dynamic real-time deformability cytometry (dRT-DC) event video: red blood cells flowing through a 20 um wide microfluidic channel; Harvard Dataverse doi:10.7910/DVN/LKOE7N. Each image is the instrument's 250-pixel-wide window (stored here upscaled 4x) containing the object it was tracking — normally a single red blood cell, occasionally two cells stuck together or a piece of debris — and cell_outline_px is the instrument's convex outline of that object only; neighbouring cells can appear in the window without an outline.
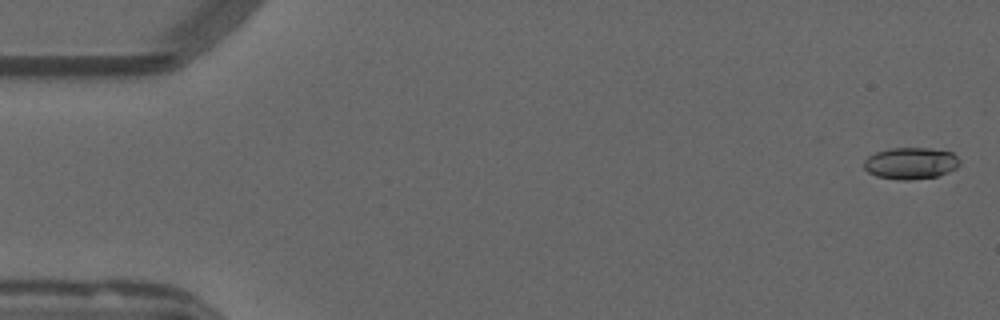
{"species": "common noctule bat (a hibernating species)", "species_latin": "Nyctalus noctula", "temperature_condition": "warm", "stored_images_in_passage": 54, "camera_frame_rate_fps": 3000, "um_per_image_px": 0.085, "animal": {"sex": "male", "forearm_length_mm": 52.5}, "frame": {"image": 1, "passage_image": 2, "time_ms": 0.333, "image_size_px": [1000, 320], "cell_outline_px": [[960, 164], [956, 168], [948, 172], [936, 176], [908, 180], [900, 180], [876, 176], [868, 172], [864, 168], [864, 160], [868, 156], [876, 152], [888, 148], [932, 148], [952, 152], [960, 160]], "centroid_in_image_um": [77.4, 13.87], "position_along_channel_um": 7.6, "area_um2": 17.74}}
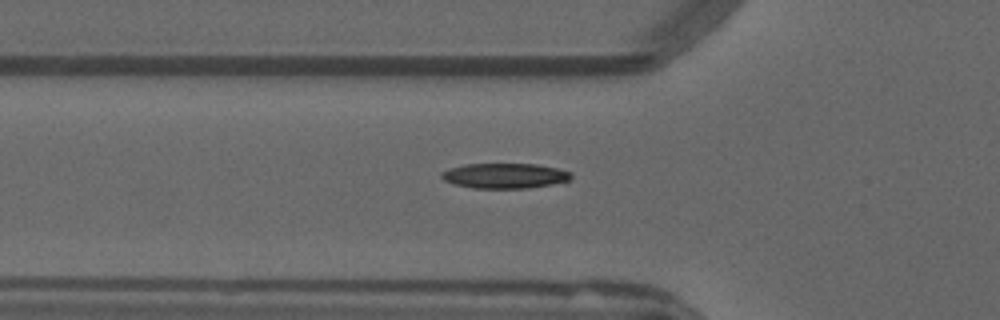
{"frame": {"image": 2, "passage_image": 19, "time_ms": 6.0, "image_size_px": [1000, 320], "cell_outline_px": [[572, 176], [568, 180], [552, 184], [528, 188], [472, 188], [456, 184], [444, 180], [440, 176], [440, 172], [464, 164], [536, 164], [556, 168], [572, 172]], "centroid_in_image_um": [42.9, 14.94], "position_along_channel_um": 82.9, "area_um2": 18.84}}
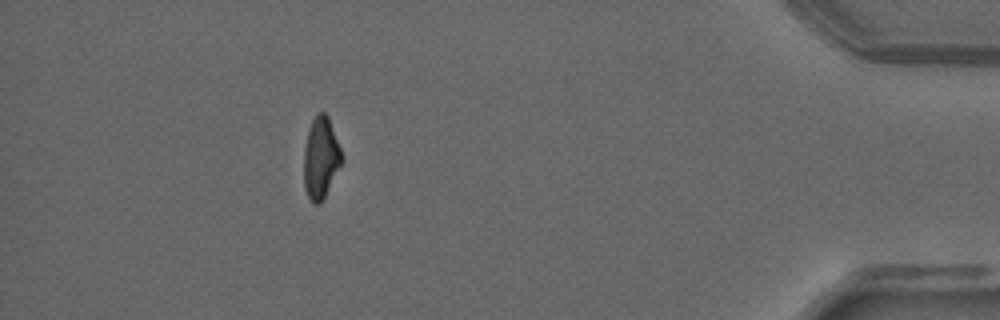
{"frame": {"image": 3, "passage_image": 49, "time_ms": 16.0, "image_size_px": [1000, 320], "cell_outline_px": [[344, 160], [324, 200], [320, 204], [312, 204], [304, 188], [304, 148], [308, 128], [316, 112], [324, 112], [328, 116], [344, 156]], "centroid_in_image_um": [27.28, 13.44], "position_along_channel_um": 407.9, "area_um2": 18.55}, "authors_computed_cell_mechanics": {"area_um2": 18.6116, "velocity_mm_per_s": 3.8148, "shape_relaxation_time_tau1_ms": null, "shape_relaxation_time_tau2_ms": 6.9923, "deformation_change_tau1": null, "deformation_change_tau2": 0.1692}}